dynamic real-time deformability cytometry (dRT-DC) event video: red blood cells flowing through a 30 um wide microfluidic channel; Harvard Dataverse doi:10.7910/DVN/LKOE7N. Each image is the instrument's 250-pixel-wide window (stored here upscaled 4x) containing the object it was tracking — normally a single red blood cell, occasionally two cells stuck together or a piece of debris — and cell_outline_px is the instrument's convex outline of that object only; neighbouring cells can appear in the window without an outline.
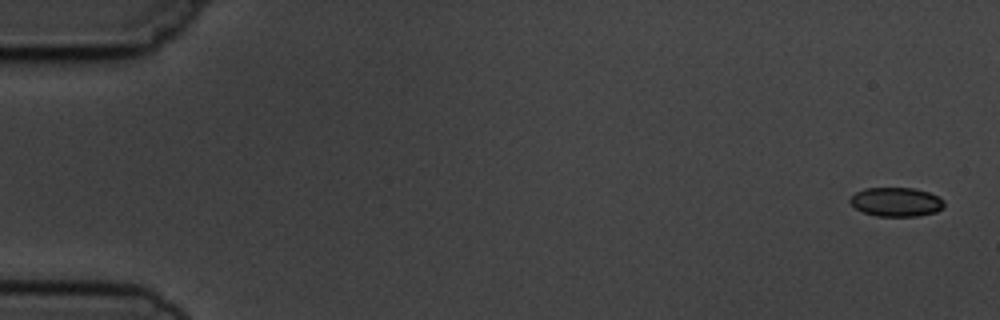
{"species": "common noctule bat (a hibernating species)", "species_latin": "Nyctalus noctula", "temperature_condition": "cold", "stored_images_in_passage": 6, "camera_frame_rate_fps": 3000, "um_per_image_px": 0.085, "animal": {"sex": "male", "body_mass_g": 19.5, "forearm_length_mm": 54.6}, "frame": {"image": 1, "passage_image": 1, "time_ms": 0.0, "image_size_px": [1000, 320], "cell_outline_px": [[944, 208], [936, 212], [916, 216], [876, 216], [864, 212], [856, 208], [848, 200], [856, 192], [864, 188], [912, 188], [928, 192], [940, 196], [944, 200]], "centroid_in_image_um": [76.21, 17.16], "position_along_channel_um": 8.8, "area_um2": 15.95}}
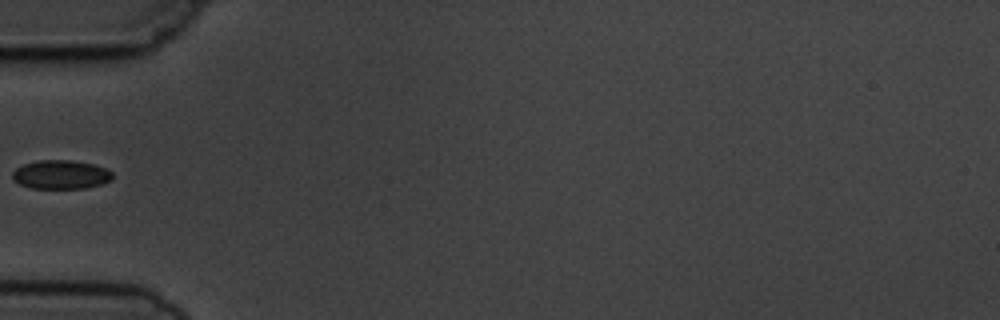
{"frame": {"image": 2, "passage_image": 5, "time_ms": 5.667, "image_size_px": [1000, 320], "cell_outline_px": [[112, 180], [100, 184], [84, 188], [32, 188], [20, 184], [12, 180], [12, 172], [16, 168], [24, 164], [36, 160], [72, 160], [92, 164], [108, 168], [112, 172]], "centroid_in_image_um": [5.16, 14.83], "position_along_channel_um": 79.8, "area_um2": 16.88}}
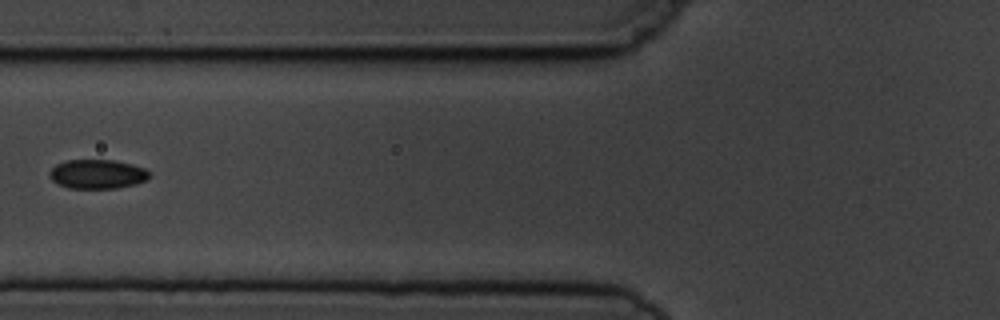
{"frame": {"image": 3, "passage_image": 6, "time_ms": 6.667, "image_size_px": [1000, 320], "cell_outline_px": [[148, 180], [136, 184], [116, 188], [68, 188], [52, 180], [48, 176], [48, 172], [56, 164], [68, 160], [112, 160], [132, 164], [144, 168], [148, 172]], "centroid_in_image_um": [8.26, 14.8], "position_along_channel_um": 117.5, "area_um2": 16.94}}